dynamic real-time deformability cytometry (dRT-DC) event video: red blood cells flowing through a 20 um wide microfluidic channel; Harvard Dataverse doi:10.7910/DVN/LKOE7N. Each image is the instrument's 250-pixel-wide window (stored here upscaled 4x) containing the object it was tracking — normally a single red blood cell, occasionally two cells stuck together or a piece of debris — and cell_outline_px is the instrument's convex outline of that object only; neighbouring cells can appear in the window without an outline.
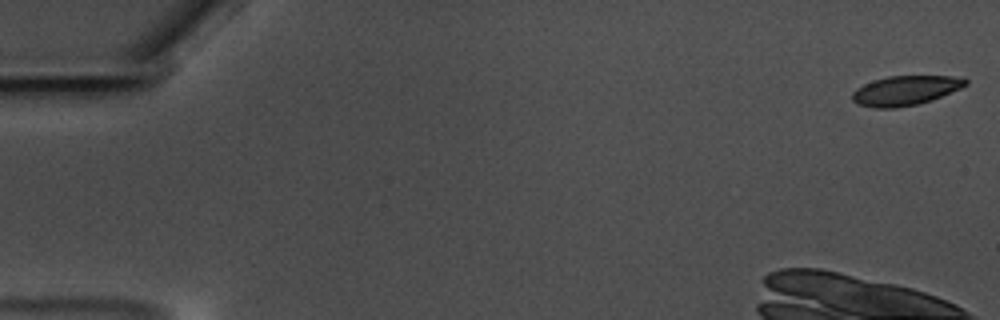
{"species": "common noctule bat (a hibernating species)", "species_latin": "Nyctalus noctula", "temperature_condition": "warm", "stored_images_in_passage": 17, "camera_frame_rate_fps": 3000, "um_per_image_px": 0.085, "animal": {"sex": "male", "body_mass_g": 17.5, "forearm_length_mm": 52.3}, "frame": {"image": 1, "passage_image": 1, "time_ms": 0.0, "image_size_px": [1000, 320], "cell_outline_px": [[968, 84], [960, 88], [932, 100], [916, 104], [896, 108], [872, 108], [856, 104], [852, 100], [852, 92], [856, 88], [872, 80], [888, 76], [964, 76], [968, 80]], "centroid_in_image_um": [76.94, 7.69], "position_along_channel_um": 8.1, "area_um2": 19.71}}